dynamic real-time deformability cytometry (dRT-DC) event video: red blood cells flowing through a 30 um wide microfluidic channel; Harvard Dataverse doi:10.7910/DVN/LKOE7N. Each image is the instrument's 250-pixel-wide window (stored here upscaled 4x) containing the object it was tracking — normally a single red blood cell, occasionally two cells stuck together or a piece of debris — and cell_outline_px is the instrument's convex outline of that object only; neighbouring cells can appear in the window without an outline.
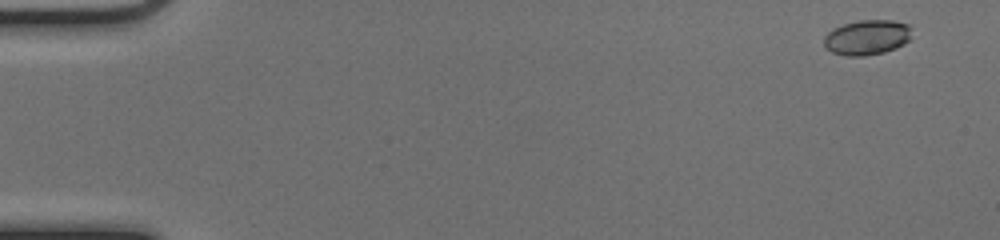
{"species": "common noctule bat (a hibernating species)", "species_latin": "Nyctalus noctula", "temperature_condition": "cold", "stored_images_in_passage": 51, "camera_frame_rate_fps": 3000, "um_per_image_px": 0.085, "animal": {"sex": "female", "body_mass_g": 17.0, "forearm_length_mm": 48.0}, "frame": {"image": 1, "passage_image": 2, "time_ms": 0.333, "image_size_px": [1000, 240], "cell_outline_px": [[912, 28], [908, 40], [904, 44], [896, 48], [884, 52], [864, 56], [844, 56], [832, 52], [824, 48], [824, 36], [832, 28], [844, 24], [860, 20], [892, 20], [908, 24]], "centroid_in_image_um": [73.67, 3.18], "position_along_channel_um": 11.3, "area_um2": 18.09}}
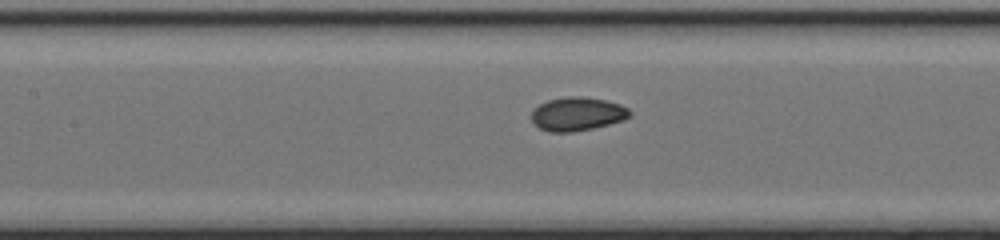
{"frame": {"image": 2, "passage_image": 24, "time_ms": 7.667, "image_size_px": [1000, 240], "cell_outline_px": [[632, 116], [624, 120], [592, 128], [572, 132], [548, 132], [540, 128], [532, 120], [532, 112], [540, 104], [548, 100], [568, 96], [580, 96], [604, 100], [620, 104], [628, 108], [632, 112]], "centroid_in_image_um": [49.11, 9.69], "position_along_channel_um": 158.3, "area_um2": 19.13}}
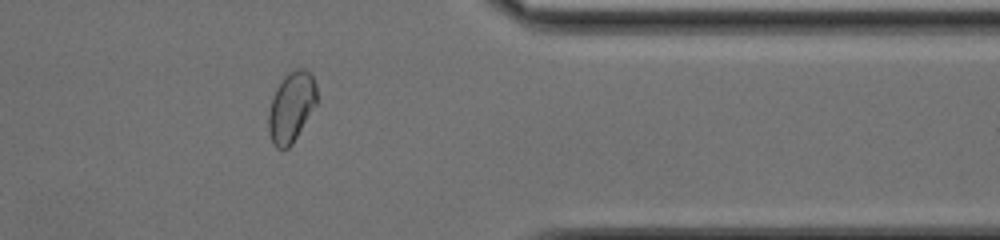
{"frame": {"image": 3, "passage_image": 42, "time_ms": 13.667, "image_size_px": [1000, 240], "cell_outline_px": [[316, 104], [292, 144], [288, 148], [276, 148], [268, 132], [268, 112], [272, 96], [280, 80], [288, 72], [296, 68], [304, 68], [312, 76], [316, 84]], "centroid_in_image_um": [24.74, 9.07], "position_along_channel_um": 386.7, "area_um2": 19.71}, "authors_computed_cell_mechanics": {"area_um2": 18.6694, "velocity_mm_per_s": 4.0325, "shape_relaxation_time_tau1_ms": 3.007, "shape_relaxation_time_tau2_ms": 1.161, "deformation_change_tau1": 0.1019, "deformation_change_tau2": 0.0409}}